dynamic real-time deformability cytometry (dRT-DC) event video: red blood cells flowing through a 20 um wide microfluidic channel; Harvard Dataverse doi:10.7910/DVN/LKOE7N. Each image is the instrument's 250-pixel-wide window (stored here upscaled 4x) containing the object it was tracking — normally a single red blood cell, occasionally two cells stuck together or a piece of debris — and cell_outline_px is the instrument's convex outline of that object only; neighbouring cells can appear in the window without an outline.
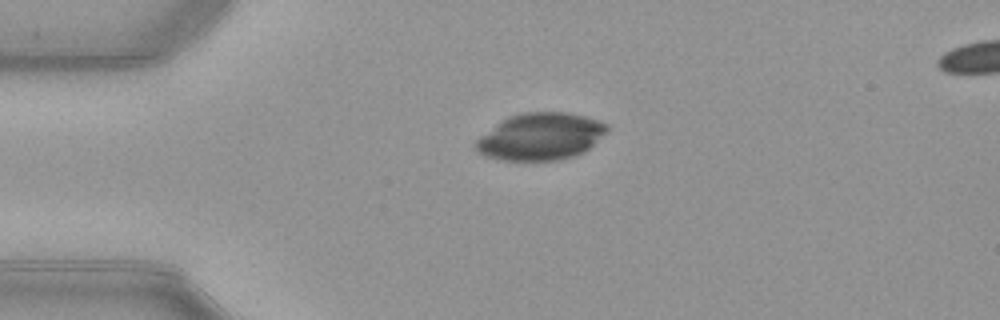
{"species": "common noctule bat (a hibernating species)", "species_latin": "Nyctalus noctula", "temperature_condition": "warm", "stored_images_in_passage": 50, "camera_frame_rate_fps": 3000, "um_per_image_px": 0.085, "animal": {"sex": "female", "body_mass_g": 21.9}, "frame": {"image": 1, "passage_image": 11, "time_ms": 3.333, "image_size_px": [1000, 320], "cell_outline_px": [[608, 128], [584, 152], [572, 156], [556, 160], [500, 160], [484, 156], [476, 148], [476, 140], [480, 136], [496, 124], [508, 116], [520, 112], [568, 112], [584, 116], [608, 124]], "centroid_in_image_um": [45.9, 11.59], "position_along_channel_um": 39.1, "area_um2": 35.55}}
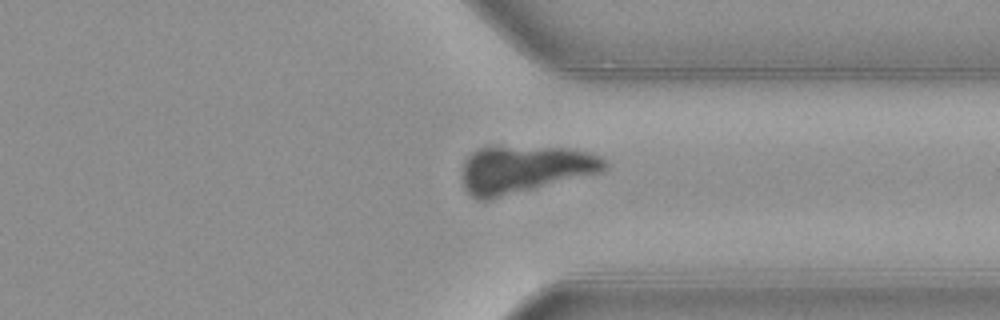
{"frame": {"image": 2, "passage_image": 38, "time_ms": 12.333, "image_size_px": [1000, 320], "cell_outline_px": [[608, 168], [600, 172], [488, 200], [476, 200], [464, 188], [464, 160], [476, 148], [572, 148], [588, 152], [600, 156], [608, 160]], "centroid_in_image_um": [44.61, 14.4], "position_along_channel_um": 366.8, "area_um2": 38.67}}
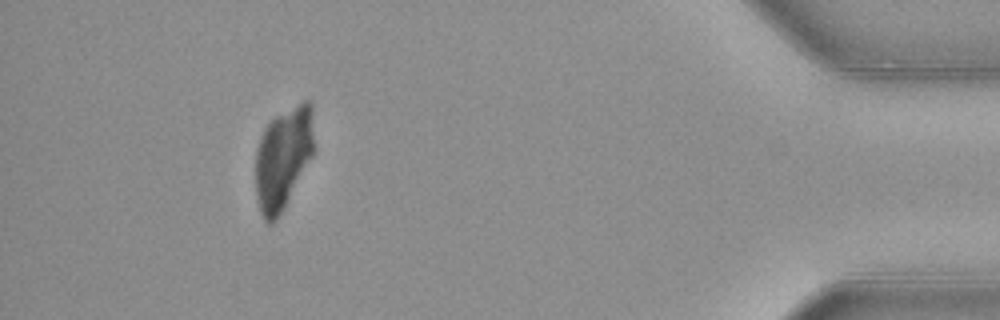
{"frame": {"image": 3, "passage_image": 46, "time_ms": 15.0, "image_size_px": [1000, 320], "cell_outline_px": [[312, 156], [284, 208], [272, 224], [268, 224], [264, 220], [260, 212], [256, 192], [256, 148], [260, 136], [264, 128], [276, 116], [304, 100], [308, 100], [312, 104]], "centroid_in_image_um": [24.04, 13.45], "position_along_channel_um": 411.2, "area_um2": 34.33}}